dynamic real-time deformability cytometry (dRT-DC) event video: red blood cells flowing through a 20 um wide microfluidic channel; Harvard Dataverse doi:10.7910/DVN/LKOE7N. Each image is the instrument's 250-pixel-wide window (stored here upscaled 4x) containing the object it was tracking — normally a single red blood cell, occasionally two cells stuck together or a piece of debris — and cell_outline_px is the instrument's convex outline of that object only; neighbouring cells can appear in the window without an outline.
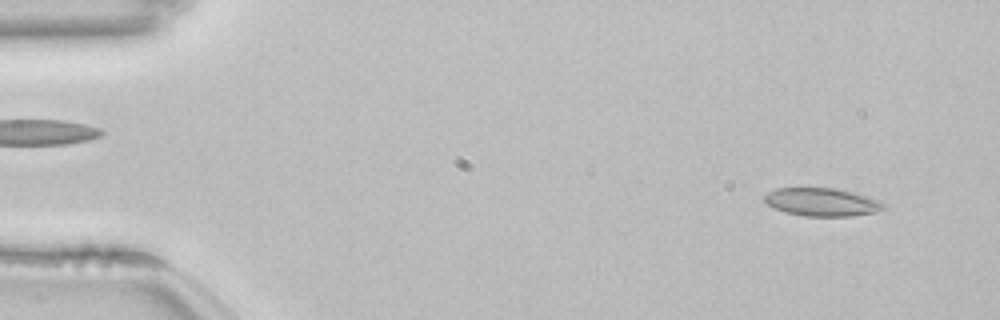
{"species": "common noctule bat (a hibernating species)", "species_latin": "Nyctalus noctula", "temperature_condition": "room temperature", "stored_images_in_passage": 54, "camera_frame_rate_fps": 3000, "um_per_image_px": 0.085, "animal": {"sex": "female", "body_mass_g": 22.7, "forearm_length_mm": 54.2}, "frame": {"image": 1, "passage_image": 4, "time_ms": 1.0, "image_size_px": [1000, 320], "cell_outline_px": [[884, 208], [876, 212], [848, 216], [804, 216], [784, 212], [768, 204], [764, 200], [764, 196], [768, 192], [776, 188], [832, 188], [852, 192], [868, 196], [880, 200], [884, 204]], "centroid_in_image_um": [69.86, 17.17], "position_along_channel_um": 15.1, "area_um2": 19.36}}
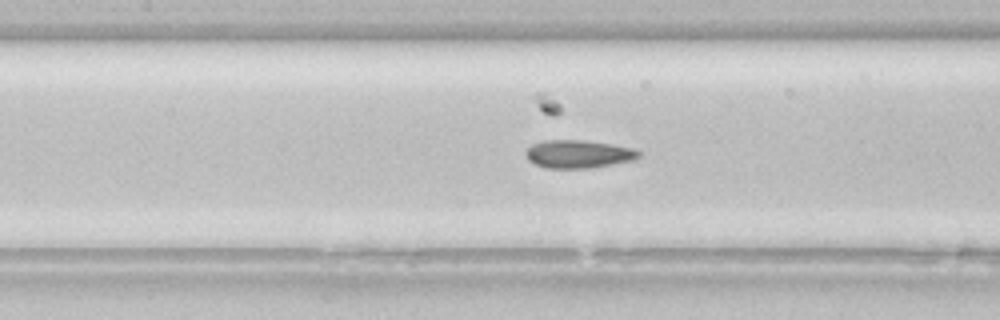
{"frame": {"image": 2, "passage_image": 24, "time_ms": 7.667, "image_size_px": [1000, 320], "cell_outline_px": [[640, 156], [636, 160], [588, 168], [548, 168], [536, 164], [528, 160], [524, 152], [532, 144], [544, 140], [580, 140], [636, 148], [640, 152]], "centroid_in_image_um": [49.17, 13.09], "position_along_channel_um": 158.2, "area_um2": 18.38}}
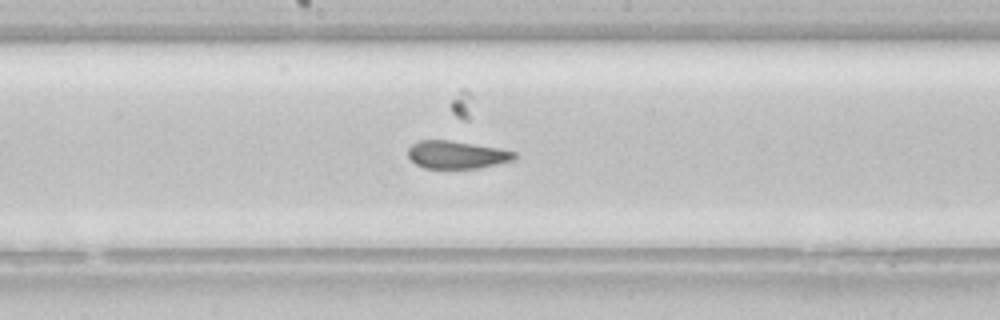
{"frame": {"image": 3, "passage_image": 28, "time_ms": 9.0, "image_size_px": [1000, 320], "cell_outline_px": [[516, 160], [480, 168], [424, 168], [416, 164], [408, 156], [408, 148], [412, 144], [420, 140], [448, 140], [500, 148], [516, 152]], "centroid_in_image_um": [38.85, 13.15], "position_along_channel_um": 209.4, "area_um2": 17.28}, "authors_computed_cell_mechanics": {"area_um2": 19.0162, "velocity_mm_per_s": 3.8419, "shape_relaxation_time_tau1_ms": 6.737, "shape_relaxation_time_tau2_ms": 1.5496, "deformation_change_tau1": 0.1675, "deformation_change_tau2": 0.0883}}